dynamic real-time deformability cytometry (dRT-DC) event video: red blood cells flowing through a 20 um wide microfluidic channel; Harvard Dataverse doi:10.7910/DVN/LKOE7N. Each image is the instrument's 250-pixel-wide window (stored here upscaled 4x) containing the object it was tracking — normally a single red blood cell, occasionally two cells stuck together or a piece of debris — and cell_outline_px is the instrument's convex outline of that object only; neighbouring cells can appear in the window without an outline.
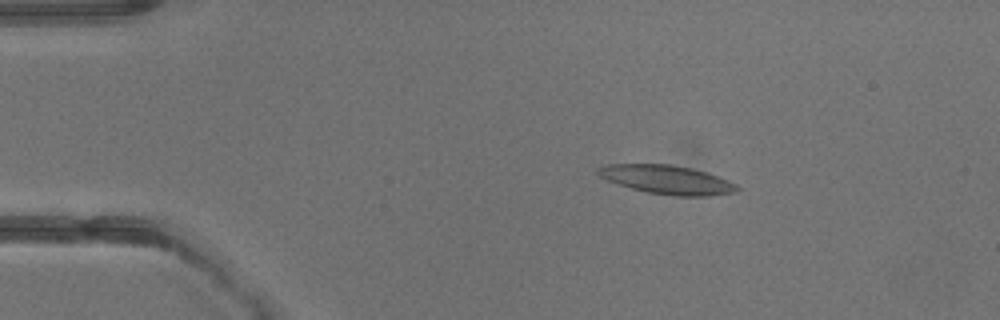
{"species": "common noctule bat (a hibernating species)", "species_latin": "Nyctalus noctula", "temperature_condition": "warm", "stored_images_in_passage": 35, "camera_frame_rate_fps": 3000, "um_per_image_px": 0.085, "animal": {"sex": "male", "body_mass_g": 13.3}, "frame": {"image": 1, "passage_image": 1, "time_ms": 0.0, "image_size_px": [1000, 320], "cell_outline_px": [[740, 188], [736, 192], [704, 196], [680, 196], [648, 192], [632, 188], [608, 180], [600, 176], [596, 172], [596, 168], [608, 164], [668, 164], [692, 168], [728, 180], [736, 184]], "centroid_in_image_um": [56.69, 15.26], "position_along_channel_um": 28.3, "area_um2": 22.95}}
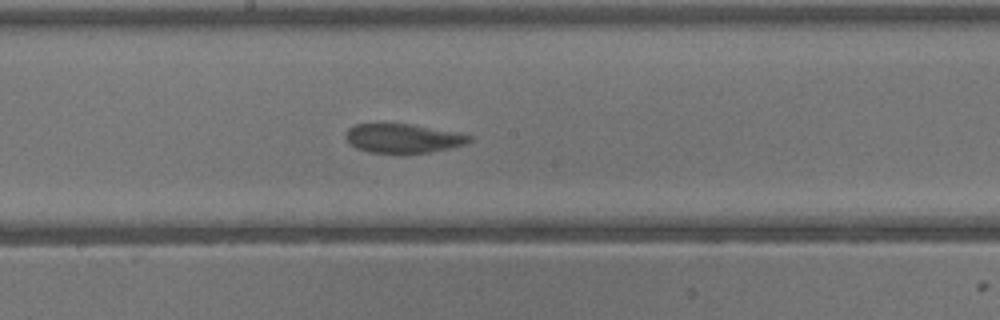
{"frame": {"image": 2, "passage_image": 16, "time_ms": 5.0, "image_size_px": [1000, 320], "cell_outline_px": [[472, 140], [464, 144], [432, 152], [368, 152], [356, 148], [348, 144], [344, 136], [348, 128], [356, 124], [412, 124], [472, 136]], "centroid_in_image_um": [34.18, 11.75], "position_along_channel_um": 214.0, "area_um2": 20.58}}
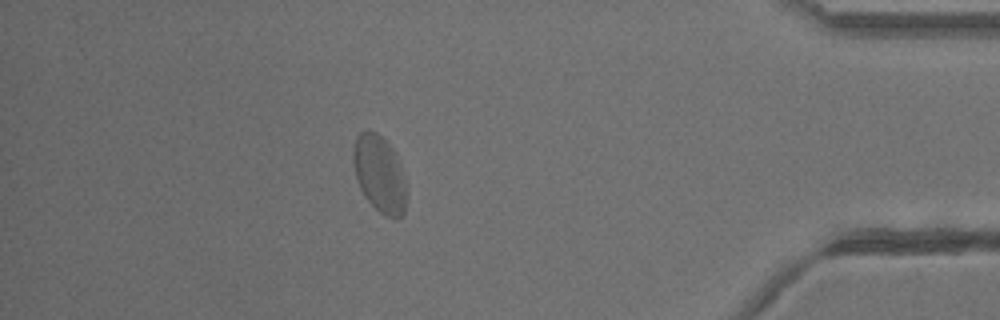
{"frame": {"image": 3, "passage_image": 30, "time_ms": 9.667, "image_size_px": [1000, 320], "cell_outline_px": [[404, 212], [396, 220], [384, 216], [368, 200], [360, 188], [356, 176], [352, 160], [352, 152], [356, 136], [360, 132], [376, 132], [392, 148], [396, 156], [404, 180]], "centroid_in_image_um": [32.22, 14.79], "position_along_channel_um": 403.0, "area_um2": 23.18}}